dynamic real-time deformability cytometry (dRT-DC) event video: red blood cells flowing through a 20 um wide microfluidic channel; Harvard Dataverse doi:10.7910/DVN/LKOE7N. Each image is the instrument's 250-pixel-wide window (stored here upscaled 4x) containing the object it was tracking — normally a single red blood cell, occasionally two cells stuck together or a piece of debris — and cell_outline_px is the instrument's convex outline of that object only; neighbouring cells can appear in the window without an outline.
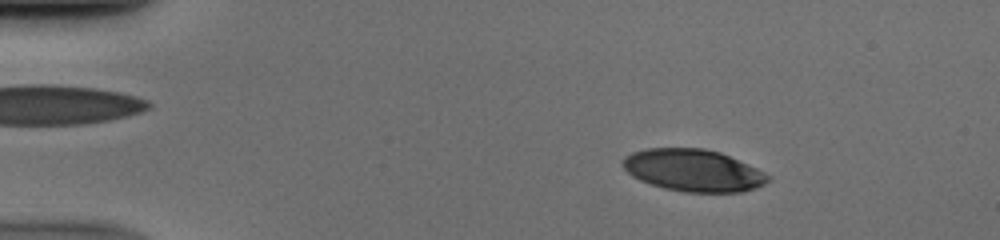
{"species": "human", "species_latin": "Homo sapiens", "temperature_condition": "cold", "stored_images_in_passage": 51, "camera_frame_rate_fps": 3000, "um_per_image_px": 0.085, "donor": {"sex": "male"}, "frame": {"image": 1, "passage_image": 8, "time_ms": 2.333, "image_size_px": [1000, 240], "cell_outline_px": [[772, 180], [756, 188], [740, 192], [684, 192], [664, 188], [640, 180], [632, 176], [620, 164], [620, 160], [624, 156], [632, 152], [644, 148], [704, 148], [720, 152], [756, 168], [772, 176]], "centroid_in_image_um": [58.91, 14.47], "position_along_channel_um": 26.1, "area_um2": 35.84}}
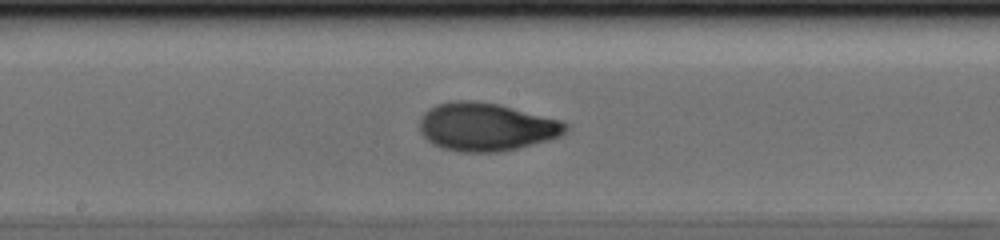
{"frame": {"image": 2, "passage_image": 28, "time_ms": 9.0, "image_size_px": [1000, 240], "cell_outline_px": [[568, 128], [560, 136], [548, 140], [500, 152], [460, 152], [440, 148], [432, 144], [420, 132], [420, 120], [424, 112], [428, 108], [436, 104], [456, 100], [476, 100], [500, 104], [560, 120], [568, 124]], "centroid_in_image_um": [41.29, 10.78], "position_along_channel_um": 206.9, "area_um2": 41.1}}
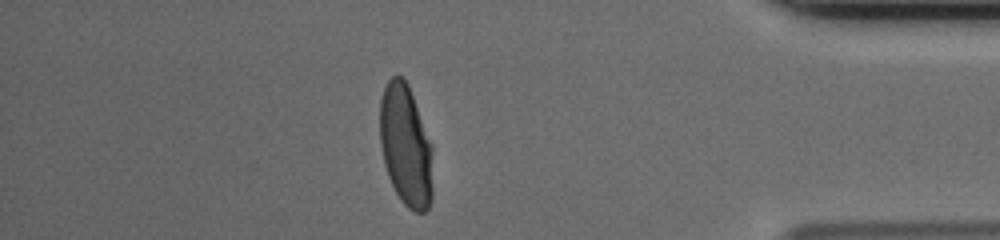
{"frame": {"image": 3, "passage_image": 45, "time_ms": 14.667, "image_size_px": [1000, 240], "cell_outline_px": [[432, 200], [428, 208], [424, 212], [416, 212], [408, 208], [400, 200], [388, 176], [384, 164], [380, 144], [380, 100], [384, 88], [388, 80], [392, 76], [404, 76], [408, 84], [432, 144]], "centroid_in_image_um": [34.49, 12.38], "position_along_channel_um": 400.7, "area_um2": 37.74}}